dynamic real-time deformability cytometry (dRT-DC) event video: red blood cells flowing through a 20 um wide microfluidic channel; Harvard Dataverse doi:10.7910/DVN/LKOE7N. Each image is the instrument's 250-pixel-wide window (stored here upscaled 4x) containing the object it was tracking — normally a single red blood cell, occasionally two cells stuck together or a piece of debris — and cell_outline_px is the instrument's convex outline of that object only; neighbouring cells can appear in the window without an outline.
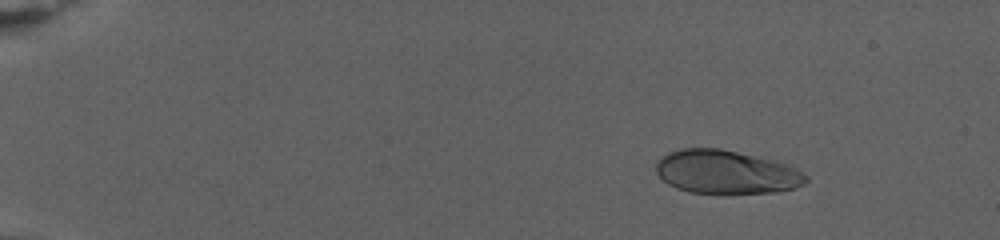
{"species": "human", "species_latin": "Homo sapiens", "temperature_condition": "warm", "stored_images_in_passage": 79, "camera_frame_rate_fps": 3000, "um_per_image_px": 0.085, "donor": {"sex": "female"}, "frame": {"image": 1, "passage_image": 11, "time_ms": 3.333, "image_size_px": [1000, 240], "cell_outline_px": [[808, 180], [804, 184], [792, 188], [772, 192], [688, 192], [676, 188], [668, 184], [656, 172], [656, 164], [660, 156], [668, 152], [680, 148], [720, 148], [772, 160], [784, 164], [808, 176]], "centroid_in_image_um": [61.65, 14.6], "position_along_channel_um": 23.4, "area_um2": 37.34}}
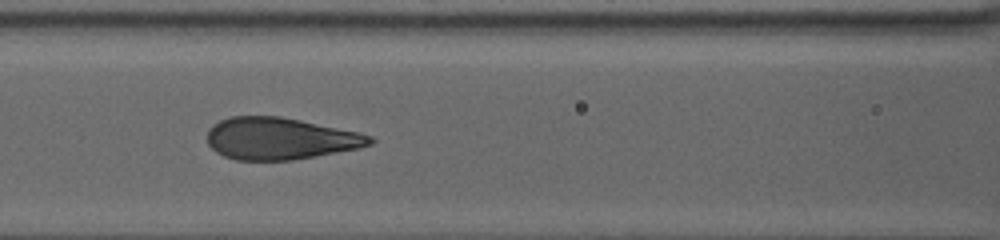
{"frame": {"image": 2, "passage_image": 38, "time_ms": 12.333, "image_size_px": [1000, 240], "cell_outline_px": [[376, 140], [372, 144], [360, 148], [316, 156], [292, 160], [236, 160], [224, 156], [216, 152], [208, 144], [208, 128], [212, 124], [220, 120], [232, 116], [280, 116], [360, 132], [372, 136]], "centroid_in_image_um": [23.82, 11.78], "position_along_channel_um": 142.8, "area_um2": 39.94}}
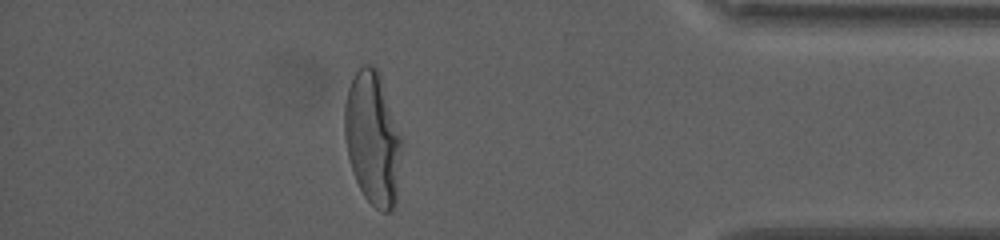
{"frame": {"image": 3, "passage_image": 70, "time_ms": 23.0, "image_size_px": [1000, 240], "cell_outline_px": [[400, 148], [396, 204], [392, 212], [380, 212], [364, 196], [352, 172], [348, 156], [344, 136], [344, 104], [348, 88], [356, 72], [364, 64], [372, 64], [376, 68], [380, 76], [400, 136]], "centroid_in_image_um": [31.64, 11.8], "position_along_channel_um": 403.6, "area_um2": 43.64}, "authors_computed_cell_mechanics": {"area_um2": 40.171, "velocity_mm_per_s": 2.7146, "shape_relaxation_time_tau1_ms": 6.3243, "shape_relaxation_time_tau2_ms": null, "deformation_change_tau1": 0.2462, "deformation_change_tau2": null}}